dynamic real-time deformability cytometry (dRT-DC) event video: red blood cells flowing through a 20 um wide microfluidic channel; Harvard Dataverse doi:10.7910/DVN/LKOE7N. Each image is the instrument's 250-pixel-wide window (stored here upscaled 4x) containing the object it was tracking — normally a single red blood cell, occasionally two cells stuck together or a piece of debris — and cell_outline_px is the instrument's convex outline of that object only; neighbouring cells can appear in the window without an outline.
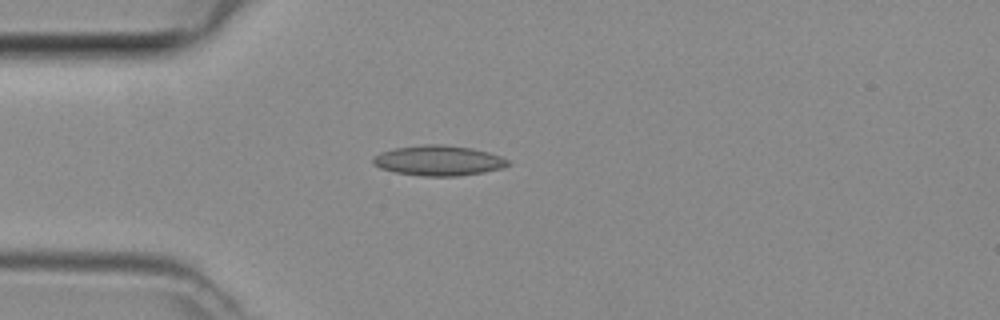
{"species": "common noctule bat (a hibernating species)", "species_latin": "Nyctalus noctula", "temperature_condition": "room temperature", "stored_images_in_passage": 31, "camera_frame_rate_fps": 3000, "um_per_image_px": 0.085, "animal": {"sex": "female", "body_mass_g": 29.2, "forearm_length_mm": 56.3}, "frame": {"image": 1, "passage_image": 1, "time_ms": 0.0, "image_size_px": [1000, 320], "cell_outline_px": [[512, 164], [500, 168], [484, 172], [456, 176], [424, 176], [396, 172], [380, 168], [372, 164], [372, 156], [380, 152], [396, 148], [424, 144], [444, 144], [472, 148], [488, 152], [500, 156], [508, 160]], "centroid_in_image_um": [37.25, 13.64], "position_along_channel_um": 47.7, "area_um2": 23.76}}
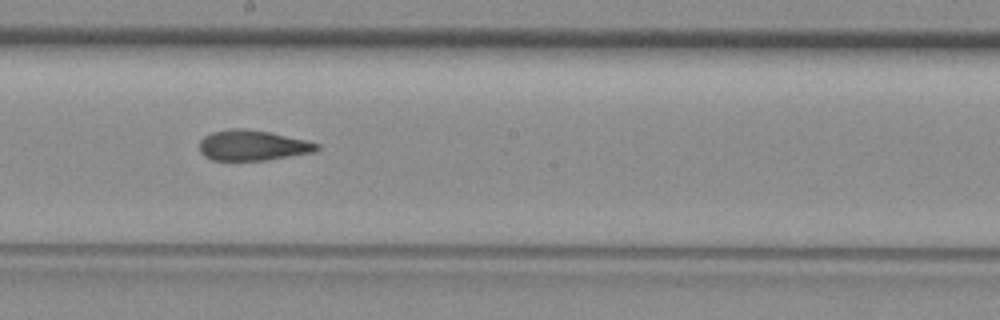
{"frame": {"image": 2, "passage_image": 14, "time_ms": 4.333, "image_size_px": [1000, 320], "cell_outline_px": [[320, 148], [316, 152], [264, 160], [212, 160], [204, 156], [200, 152], [200, 140], [204, 136], [212, 132], [228, 128], [244, 128], [268, 132], [304, 140], [320, 144]], "centroid_in_image_um": [21.45, 12.35], "position_along_channel_um": 226.8, "area_um2": 20.75}}
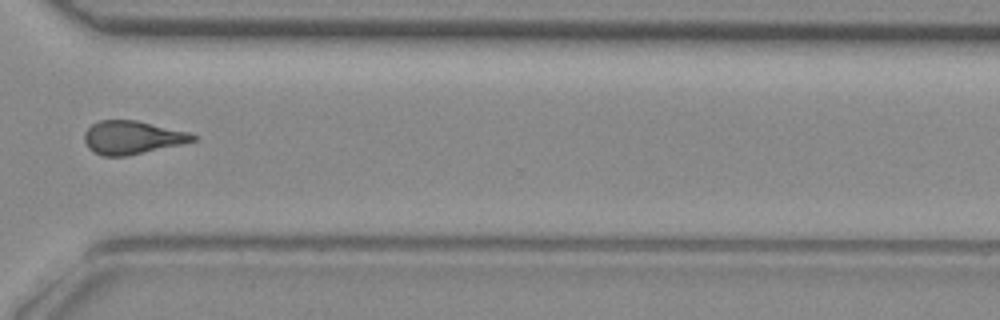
{"frame": {"image": 3, "passage_image": 23, "time_ms": 7.333, "image_size_px": [1000, 320], "cell_outline_px": [[196, 140], [180, 144], [124, 156], [104, 156], [92, 152], [88, 148], [84, 140], [84, 132], [92, 124], [100, 120], [136, 120], [188, 132], [196, 136]], "centroid_in_image_um": [11.18, 11.68], "position_along_channel_um": 359.4, "area_um2": 20.75}}